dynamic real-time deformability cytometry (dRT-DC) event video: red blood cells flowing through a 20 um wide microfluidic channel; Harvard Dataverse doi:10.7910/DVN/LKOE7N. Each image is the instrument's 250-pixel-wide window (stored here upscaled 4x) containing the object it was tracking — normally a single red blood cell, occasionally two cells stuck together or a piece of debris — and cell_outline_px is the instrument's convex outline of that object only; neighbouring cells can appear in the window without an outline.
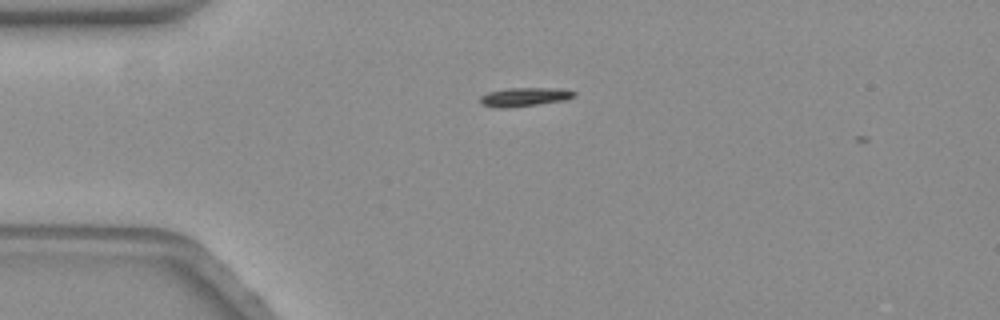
{"species": "common noctule bat (a hibernating species)", "species_latin": "Nyctalus noctula", "temperature_condition": "warm", "stored_images_in_passage": 50, "camera_frame_rate_fps": 3000, "um_per_image_px": 0.085, "animal": {"sex": "female", "body_mass_g": 19.3, "forearm_length_mm": 54.1}, "frame": {"image": 1, "passage_image": 10, "time_ms": 3.0, "image_size_px": [1000, 320], "cell_outline_px": [[576, 96], [564, 100], [508, 108], [496, 108], [480, 104], [480, 96], [488, 92], [508, 88], [560, 88], [576, 92]], "centroid_in_image_um": [44.55, 8.24], "position_along_channel_um": 40.4, "area_um2": 10.29}}
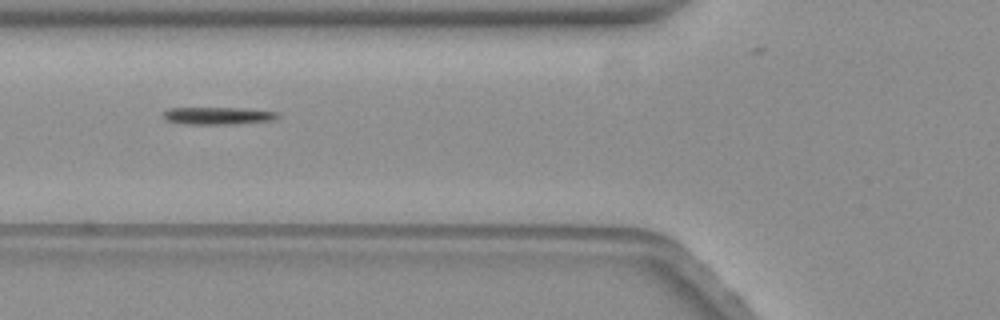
{"frame": {"image": 2, "passage_image": 18, "time_ms": 5.667, "image_size_px": [1000, 320], "cell_outline_px": [[276, 116], [272, 120], [232, 124], [192, 124], [168, 120], [164, 116], [164, 112], [168, 108], [240, 108], [276, 112]], "centroid_in_image_um": [18.49, 9.83], "position_along_channel_um": 107.3, "area_um2": 11.1}}